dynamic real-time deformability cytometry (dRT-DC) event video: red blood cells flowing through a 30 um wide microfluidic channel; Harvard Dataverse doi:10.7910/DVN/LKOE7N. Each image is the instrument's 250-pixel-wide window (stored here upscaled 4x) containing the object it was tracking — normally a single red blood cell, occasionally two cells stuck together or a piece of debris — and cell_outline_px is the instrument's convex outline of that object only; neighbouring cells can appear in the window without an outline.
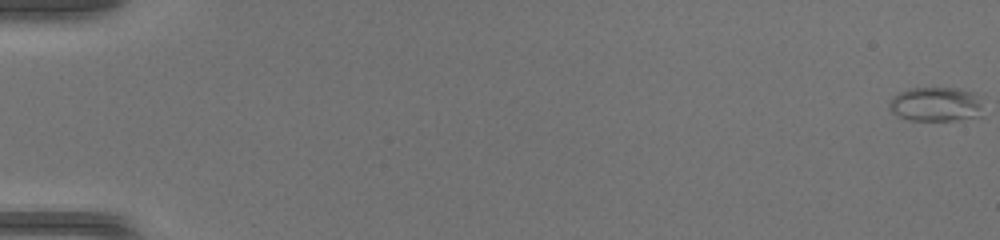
{"species": "common noctule bat (a hibernating species)", "species_latin": "Nyctalus noctula", "temperature_condition": "warm", "stored_images_in_passage": 49, "camera_frame_rate_fps": 3000, "um_per_image_px": 0.085, "animal": {"sex": "female", "body_mass_g": 17.0, "forearm_length_mm": 48.0}, "frame": {"image": 1, "passage_image": 1, "time_ms": 0.0, "image_size_px": [1000, 240], "cell_outline_px": [[984, 116], [960, 120], [908, 120], [892, 112], [888, 108], [888, 104], [892, 96], [908, 88], [960, 88], [976, 92], [984, 100]], "centroid_in_image_um": [79.66, 8.86], "position_along_channel_um": 5.3, "area_um2": 19.59}}
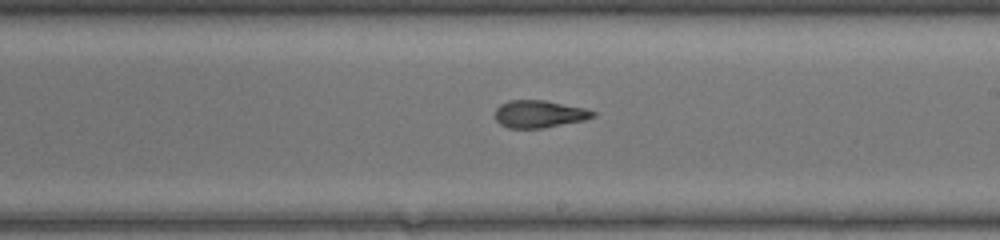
{"frame": {"image": 2, "passage_image": 30, "time_ms": 9.667, "image_size_px": [1000, 240], "cell_outline_px": [[596, 116], [584, 120], [540, 128], [508, 128], [500, 124], [496, 120], [496, 108], [500, 104], [508, 100], [544, 100], [584, 108], [596, 112]], "centroid_in_image_um": [45.81, 9.68], "position_along_channel_um": 243.2, "area_um2": 15.49}}
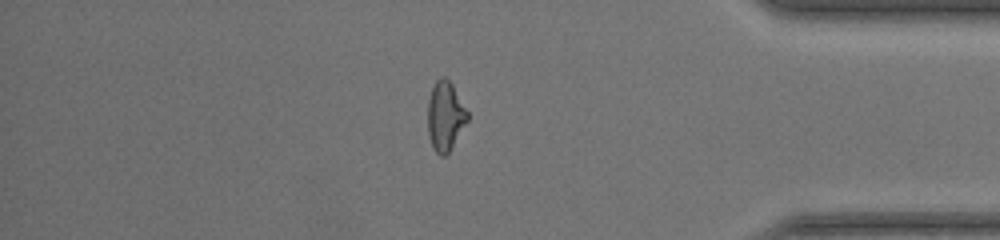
{"frame": {"image": 3, "passage_image": 42, "time_ms": 13.667, "image_size_px": [1000, 240], "cell_outline_px": [[468, 120], [448, 152], [444, 156], [440, 156], [432, 148], [428, 136], [428, 100], [432, 88], [436, 80], [440, 76], [444, 76], [452, 84], [468, 112]], "centroid_in_image_um": [37.83, 9.86], "position_along_channel_um": 397.4, "area_um2": 15.95}}